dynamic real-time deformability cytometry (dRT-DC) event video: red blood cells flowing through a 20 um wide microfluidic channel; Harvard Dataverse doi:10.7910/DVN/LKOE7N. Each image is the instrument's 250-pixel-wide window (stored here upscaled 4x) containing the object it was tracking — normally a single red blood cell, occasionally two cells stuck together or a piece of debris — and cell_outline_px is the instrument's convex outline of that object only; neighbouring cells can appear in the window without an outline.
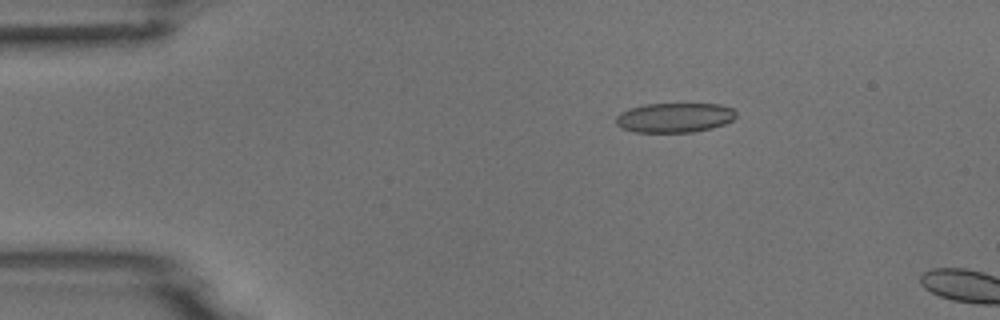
{"species": "common noctule bat (a hibernating species)", "species_latin": "Nyctalus noctula", "temperature_condition": "room temperature", "stored_images_in_passage": 4, "camera_frame_rate_fps": 3000, "um_per_image_px": 0.085, "animal": {"sex": "male", "body_mass_g": 18.8}, "frame": {"image": 1, "passage_image": 3, "time_ms": 0.667, "image_size_px": [1000, 320], "cell_outline_px": [[736, 116], [732, 120], [724, 124], [712, 128], [692, 132], [636, 132], [620, 128], [616, 124], [616, 116], [620, 112], [628, 108], [644, 104], [720, 104], [732, 108], [736, 112]], "centroid_in_image_um": [57.31, 9.99], "position_along_channel_um": 27.7, "area_um2": 20.87}}